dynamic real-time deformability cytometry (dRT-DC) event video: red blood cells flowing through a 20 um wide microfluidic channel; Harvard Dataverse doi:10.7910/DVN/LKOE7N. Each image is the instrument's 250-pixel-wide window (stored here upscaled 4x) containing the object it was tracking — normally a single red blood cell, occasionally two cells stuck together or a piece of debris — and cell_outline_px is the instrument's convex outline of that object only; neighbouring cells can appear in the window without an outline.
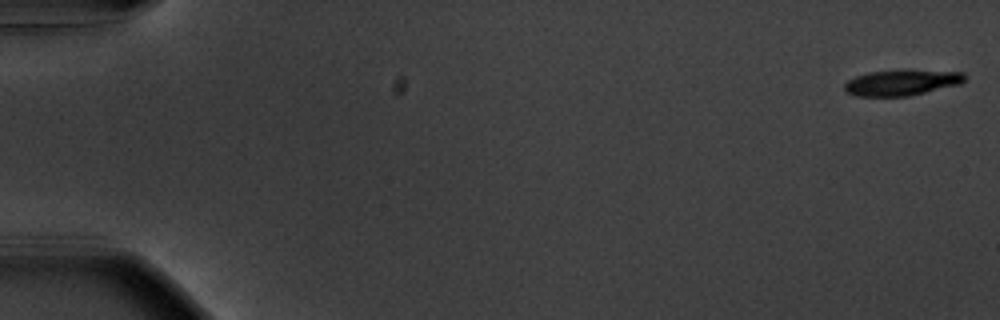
{"species": "common noctule bat (a hibernating species)", "species_latin": "Nyctalus noctula", "temperature_condition": "warm", "stored_images_in_passage": 56, "camera_frame_rate_fps": 3000, "um_per_image_px": 0.085, "animal": {"sex": "male", "body_mass_g": 20.1, "forearm_length_mm": 53.5}, "frame": {"image": 1, "passage_image": 1, "time_ms": 0.0, "image_size_px": [1000, 320], "cell_outline_px": [[964, 80], [960, 84], [908, 96], [856, 96], [844, 92], [844, 84], [848, 80], [856, 76], [868, 72], [964, 72]], "centroid_in_image_um": [76.55, 7.07], "position_along_channel_um": 8.4, "area_um2": 17.17}}
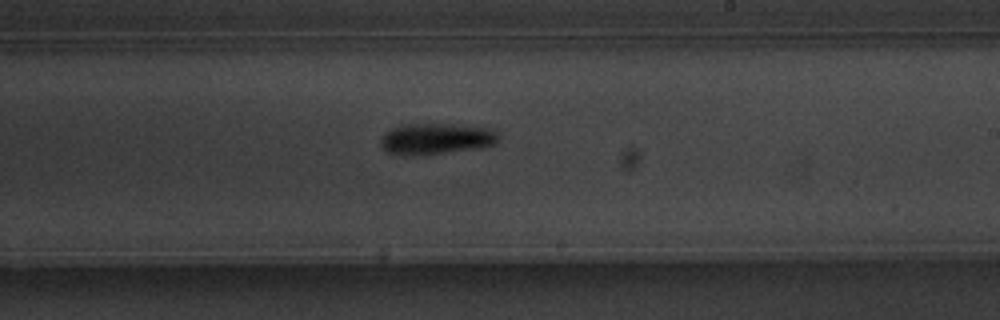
{"frame": {"image": 2, "passage_image": 34, "time_ms": 11.0, "image_size_px": [1000, 320], "cell_outline_px": [[500, 140], [496, 144], [484, 148], [444, 152], [384, 152], [380, 144], [380, 140], [384, 132], [392, 128], [404, 124], [448, 124], [488, 128], [496, 132], [500, 136]], "centroid_in_image_um": [37.14, 11.75], "position_along_channel_um": 251.9, "area_um2": 20.69}}
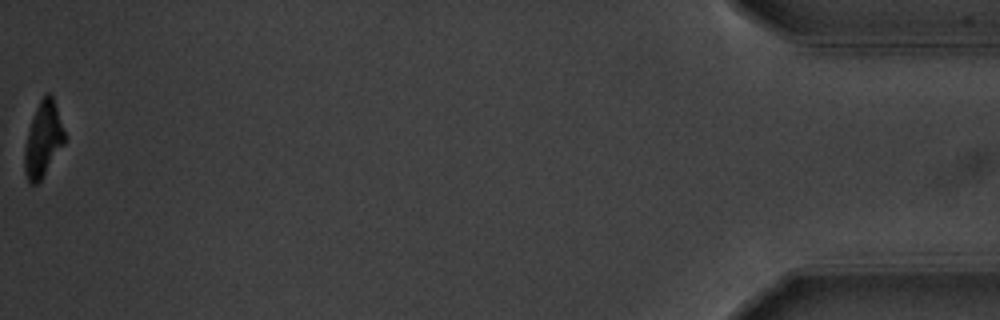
{"frame": {"image": 3, "passage_image": 56, "time_ms": 18.333, "image_size_px": [1000, 320], "cell_outline_px": [[64, 144], [40, 180], [36, 184], [28, 184], [24, 172], [24, 148], [28, 132], [36, 108], [40, 100], [48, 92], [52, 96], [64, 132]], "centroid_in_image_um": [3.63, 11.91], "position_along_channel_um": 431.6, "area_um2": 16.99}, "authors_computed_cell_mechanics": {"area_um2": 19.3919, "velocity_mm_per_s": 3.6721, "shape_relaxation_time_tau1_ms": 2.3125, "shape_relaxation_time_tau2_ms": null, "deformation_change_tau1": 0.1674, "deformation_change_tau2": null}}